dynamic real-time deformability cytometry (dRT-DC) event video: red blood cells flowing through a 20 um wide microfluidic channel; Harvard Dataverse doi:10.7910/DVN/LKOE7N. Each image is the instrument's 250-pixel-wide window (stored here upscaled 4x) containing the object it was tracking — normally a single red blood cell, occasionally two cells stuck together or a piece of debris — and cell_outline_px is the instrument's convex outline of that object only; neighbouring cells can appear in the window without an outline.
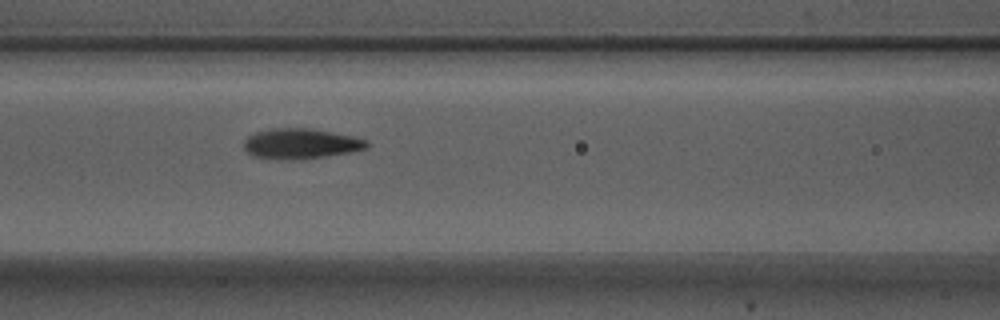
{"species": "Egyptian fruit bat (a non-hibernating species)", "species_latin": "Rousettus aegyptiacus", "temperature_condition": "warm", "stored_images_in_passage": 4, "camera_frame_rate_fps": 3000, "um_per_image_px": 0.085, "animal": {"sex": "male"}, "frame": {"image": 1, "passage_image": 4, "time_ms": 1.0, "image_size_px": [1000, 320], "cell_outline_px": [[368, 148], [348, 152], [300, 160], [288, 160], [252, 156], [244, 148], [244, 140], [248, 136], [256, 132], [272, 128], [308, 128], [352, 136], [364, 140], [368, 144]], "centroid_in_image_um": [25.51, 12.22], "position_along_channel_um": 141.1, "area_um2": 21.44}}